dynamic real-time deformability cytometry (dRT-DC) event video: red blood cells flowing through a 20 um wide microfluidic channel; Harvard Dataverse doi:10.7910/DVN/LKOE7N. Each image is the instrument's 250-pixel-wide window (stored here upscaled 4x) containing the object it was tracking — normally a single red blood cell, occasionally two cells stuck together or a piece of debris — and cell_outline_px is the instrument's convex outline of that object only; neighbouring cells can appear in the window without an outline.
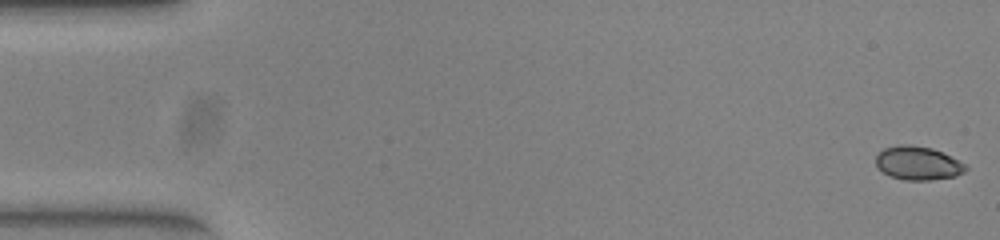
{"species": "common noctule bat (a hibernating species)", "species_latin": "Nyctalus noctula", "temperature_condition": "warm", "stored_images_in_passage": 52, "camera_frame_rate_fps": 3000, "um_per_image_px": 0.085, "animal": {"sex": "female", "body_mass_g": 23.0, "forearm_length_mm": 53.4}, "frame": {"image": 1, "passage_image": 1, "time_ms": 0.0, "image_size_px": [1000, 240], "cell_outline_px": [[968, 168], [964, 172], [956, 176], [932, 180], [904, 180], [892, 176], [884, 172], [876, 164], [876, 156], [884, 148], [900, 144], [912, 144], [932, 148], [964, 164]], "centroid_in_image_um": [78.01, 13.86], "position_along_channel_um": 7.0, "area_um2": 17.34}}
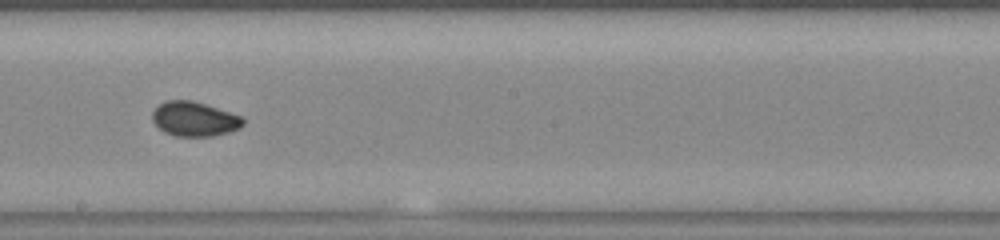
{"frame": {"image": 2, "passage_image": 29, "time_ms": 9.333, "image_size_px": [1000, 240], "cell_outline_px": [[244, 124], [240, 128], [228, 132], [212, 136], [176, 136], [164, 132], [152, 120], [152, 112], [164, 100], [192, 100], [240, 116], [244, 120]], "centroid_in_image_um": [16.5, 10.12], "position_along_channel_um": 231.7, "area_um2": 18.03}}
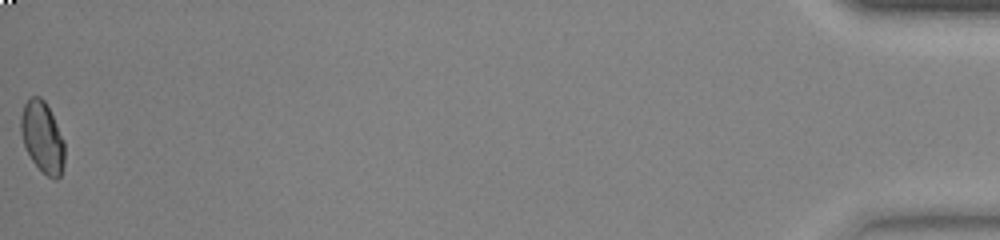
{"frame": {"image": 3, "passage_image": 52, "time_ms": 17.0, "image_size_px": [1000, 240], "cell_outline_px": [[64, 164], [60, 176], [56, 180], [48, 176], [32, 160], [24, 144], [20, 132], [20, 116], [24, 104], [32, 96], [40, 96], [44, 100], [64, 140]], "centroid_in_image_um": [3.6, 11.65], "position_along_channel_um": 431.6, "area_um2": 17.86}, "authors_computed_cell_mechanics": {"area_um2": 18.0047, "velocity_mm_per_s": 3.9654, "shape_relaxation_time_tau1_ms": 3.2148, "shape_relaxation_time_tau2_ms": null, "deformation_change_tau1": 0.0972, "deformation_change_tau2": null}}